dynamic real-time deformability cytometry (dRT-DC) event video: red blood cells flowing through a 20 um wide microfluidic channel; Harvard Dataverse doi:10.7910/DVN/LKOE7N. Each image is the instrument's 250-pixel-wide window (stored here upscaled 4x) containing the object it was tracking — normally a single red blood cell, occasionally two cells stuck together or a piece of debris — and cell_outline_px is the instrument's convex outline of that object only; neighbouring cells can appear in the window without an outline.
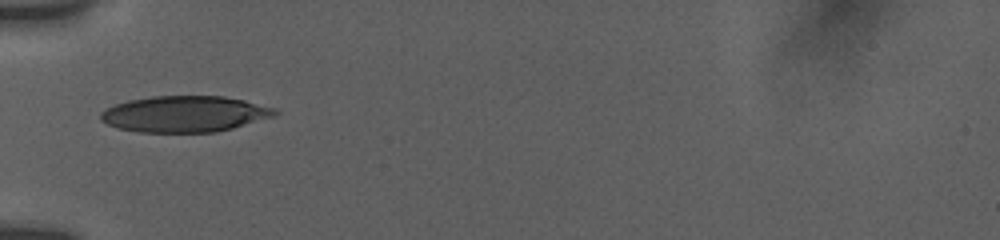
{"species": "human", "species_latin": "Homo sapiens", "temperature_condition": "room temperature", "stored_images_in_passage": 38, "camera_frame_rate_fps": 3000, "um_per_image_px": 0.085, "donor": {"sex": "female"}, "frame": {"image": 1, "passage_image": 1, "time_ms": 0.0, "image_size_px": [1000, 240], "cell_outline_px": [[280, 112], [272, 116], [232, 128], [216, 132], [136, 132], [116, 128], [100, 120], [100, 112], [104, 108], [128, 100], [152, 96], [224, 96], [244, 100], [276, 108]], "centroid_in_image_um": [15.65, 9.68], "position_along_channel_um": 69.4, "area_um2": 36.76}}
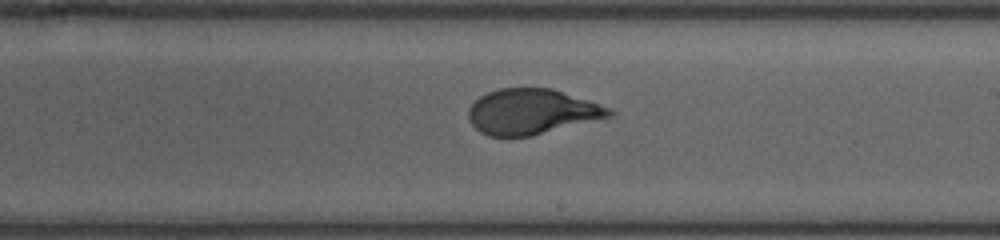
{"frame": {"image": 2, "passage_image": 16, "time_ms": 4.667, "image_size_px": [1000, 240], "cell_outline_px": [[616, 112], [612, 116], [532, 136], [488, 136], [480, 132], [468, 120], [468, 108], [480, 96], [488, 92], [500, 88], [552, 88], [612, 108]], "centroid_in_image_um": [45.2, 9.49], "position_along_channel_um": 243.8, "area_um2": 37.22}}
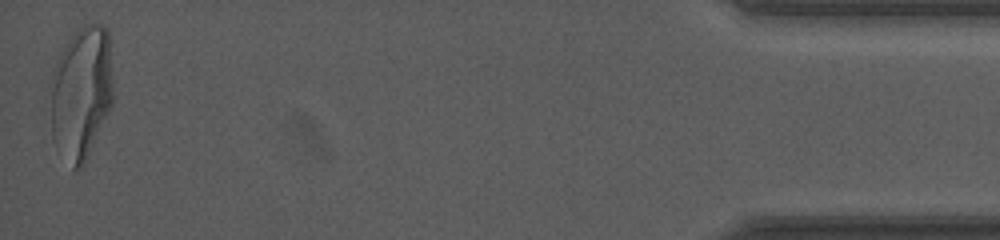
{"frame": {"image": 3, "passage_image": 38, "time_ms": 11.667, "image_size_px": [1000, 240], "cell_outline_px": [[112, 104], [88, 156], [84, 164], [80, 168], [72, 168], [52, 140], [48, 84], [56, 60], [60, 52], [72, 36], [84, 24], [100, 24], [108, 28], [112, 88]], "centroid_in_image_um": [6.86, 7.88], "position_along_channel_um": 428.3, "area_um2": 49.01}, "authors_computed_cell_mechanics": {"area_um2": 38.1191, "velocity_mm_per_s": 3.7618, "shape_relaxation_time_tau1_ms": 5.304, "shape_relaxation_time_tau2_ms": null, "deformation_change_tau1": 0.2401, "deformation_change_tau2": null}}